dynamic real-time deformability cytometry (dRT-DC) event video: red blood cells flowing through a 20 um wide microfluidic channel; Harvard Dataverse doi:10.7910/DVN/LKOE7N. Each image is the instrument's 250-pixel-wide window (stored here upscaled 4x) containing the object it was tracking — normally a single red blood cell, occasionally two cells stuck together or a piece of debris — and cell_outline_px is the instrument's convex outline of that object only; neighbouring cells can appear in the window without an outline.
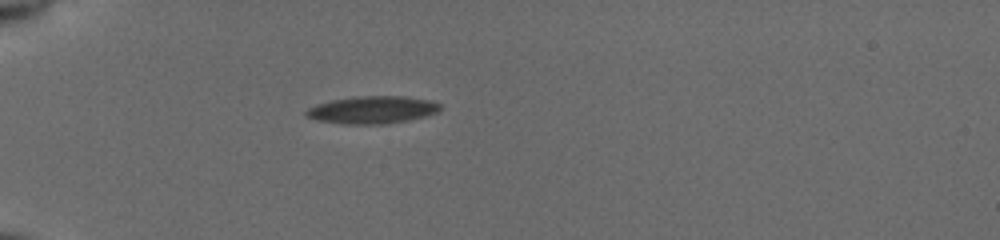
{"species": "common noctule bat (a hibernating species)", "species_latin": "Nyctalus noctula", "temperature_condition": "cold", "stored_images_in_passage": 39, "camera_frame_rate_fps": 3000, "um_per_image_px": 0.085, "animal": {"sex": "female", "body_mass_g": 19.5, "forearm_length_mm": 54.1}, "frame": {"image": 1, "passage_image": 1, "time_ms": 0.0, "image_size_px": [1000, 240], "cell_outline_px": [[440, 108], [436, 112], [424, 116], [408, 120], [388, 124], [344, 124], [316, 120], [308, 116], [304, 112], [308, 108], [316, 104], [332, 100], [352, 96], [404, 96], [428, 100], [440, 104]], "centroid_in_image_um": [31.61, 9.33], "position_along_channel_um": 53.4, "area_um2": 21.39}}
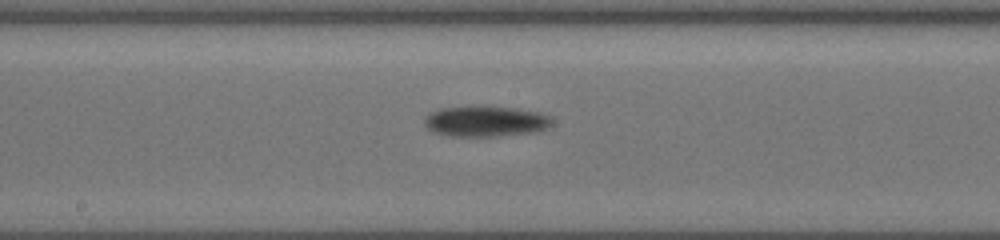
{"frame": {"image": 2, "passage_image": 15, "time_ms": 4.667, "image_size_px": [1000, 240], "cell_outline_px": [[552, 120], [544, 128], [532, 132], [496, 136], [448, 136], [432, 132], [424, 124], [424, 120], [432, 112], [440, 108], [512, 108], [536, 112], [548, 116]], "centroid_in_image_um": [41.2, 10.34], "position_along_channel_um": 207.0, "area_um2": 21.73}}
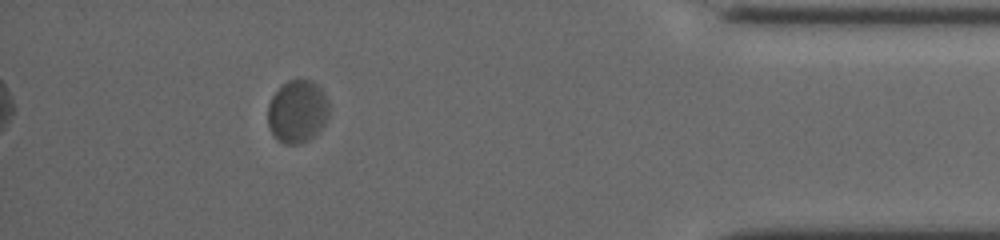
{"frame": {"image": 3, "passage_image": 34, "time_ms": 11.0, "image_size_px": [1000, 240], "cell_outline_px": [[328, 116], [320, 132], [308, 140], [300, 144], [284, 144], [276, 140], [268, 128], [268, 104], [272, 96], [280, 84], [288, 80], [312, 80], [324, 92], [328, 100]], "centroid_in_image_um": [25.26, 9.49], "position_along_channel_um": 409.9, "area_um2": 22.83}}